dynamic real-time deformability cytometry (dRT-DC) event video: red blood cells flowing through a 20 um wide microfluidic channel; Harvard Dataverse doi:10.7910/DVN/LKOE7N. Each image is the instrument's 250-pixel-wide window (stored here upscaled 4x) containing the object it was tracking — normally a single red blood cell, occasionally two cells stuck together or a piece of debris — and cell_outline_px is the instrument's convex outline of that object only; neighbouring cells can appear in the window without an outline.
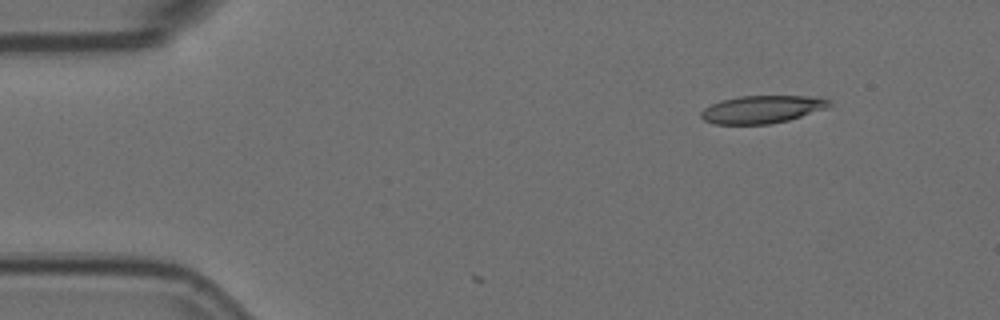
{"species": "Egyptian fruit bat (a non-hibernating species)", "species_latin": "Rousettus aegyptiacus", "temperature_condition": "room temperature", "stored_images_in_passage": 6, "camera_frame_rate_fps": 3000, "um_per_image_px": 0.085, "animal": {"sex": "female"}, "frame": {"image": 1, "passage_image": 1, "time_ms": 0.0, "image_size_px": [1000, 320], "cell_outline_px": [[832, 104], [828, 108], [788, 120], [768, 124], [716, 124], [704, 120], [700, 116], [700, 112], [704, 108], [720, 100], [740, 96], [820, 96], [832, 100]], "centroid_in_image_um": [64.82, 9.28], "position_along_channel_um": 20.2, "area_um2": 20.87}}
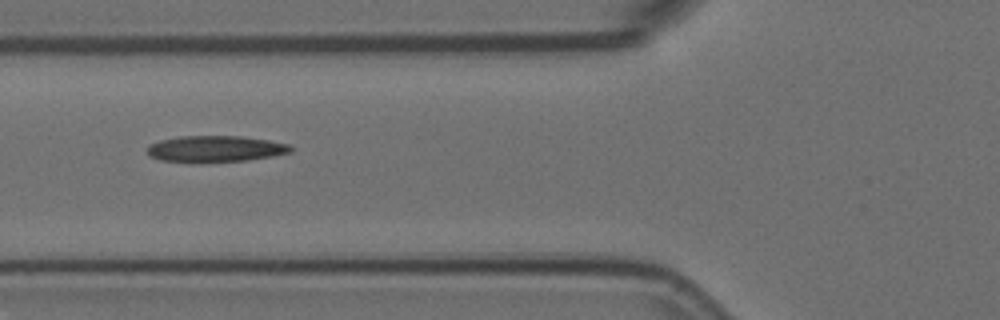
{"frame": {"image": 2, "passage_image": 5, "time_ms": 1.333, "image_size_px": [1000, 320], "cell_outline_px": [[292, 152], [272, 156], [248, 160], [160, 160], [152, 156], [148, 152], [148, 144], [160, 140], [180, 136], [240, 136], [268, 140], [288, 144], [292, 148]], "centroid_in_image_um": [18.35, 12.61], "position_along_channel_um": 107.5, "area_um2": 21.1}}
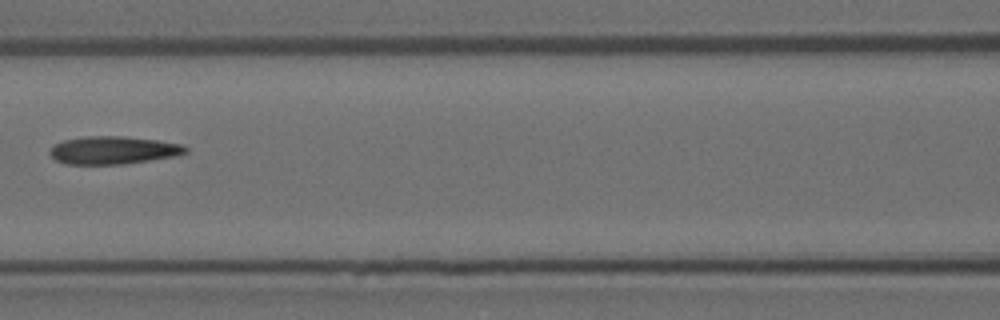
{"frame": {"image": 3, "passage_image": 6, "time_ms": 1.667, "image_size_px": [1000, 320], "cell_outline_px": [[188, 152], [176, 156], [124, 164], [64, 164], [56, 160], [48, 152], [56, 144], [64, 140], [84, 136], [124, 136], [156, 140], [184, 144], [188, 148]], "centroid_in_image_um": [9.66, 12.76], "position_along_channel_um": 156.9, "area_um2": 22.08}}